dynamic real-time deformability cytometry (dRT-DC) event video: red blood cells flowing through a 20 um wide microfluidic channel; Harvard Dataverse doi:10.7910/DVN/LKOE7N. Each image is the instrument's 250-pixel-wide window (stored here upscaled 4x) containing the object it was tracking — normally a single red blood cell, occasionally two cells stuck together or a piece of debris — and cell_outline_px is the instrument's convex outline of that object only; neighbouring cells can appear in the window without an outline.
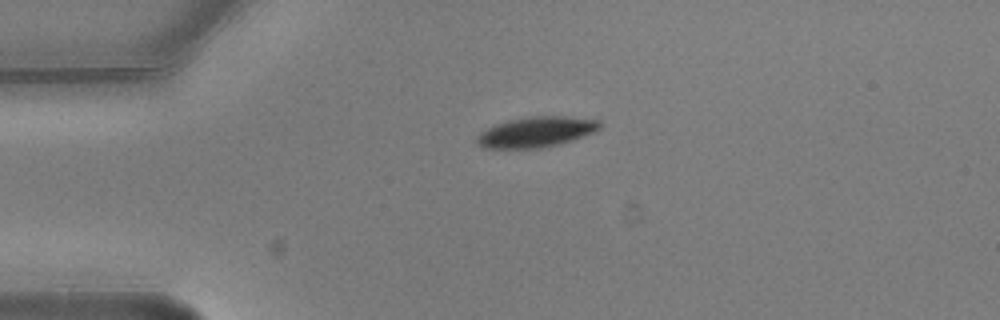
{"species": "common noctule bat (a hibernating species)", "species_latin": "Nyctalus noctula", "temperature_condition": "warm", "stored_images_in_passage": 2, "camera_frame_rate_fps": 3000, "um_per_image_px": 0.085, "animal": {"sex": "male", "body_mass_g": 20.5, "forearm_length_mm": 52.5}, "frame": {"image": 1, "passage_image": 1, "time_ms": 0.0, "image_size_px": [1000, 320], "cell_outline_px": [[600, 128], [592, 132], [556, 144], [540, 148], [488, 148], [476, 144], [476, 136], [480, 132], [496, 124], [508, 120], [528, 116], [564, 116], [600, 120]], "centroid_in_image_um": [45.51, 11.2], "position_along_channel_um": 39.5, "area_um2": 21.39}}